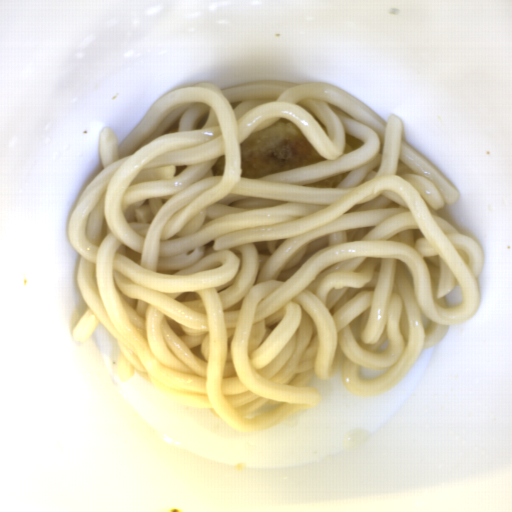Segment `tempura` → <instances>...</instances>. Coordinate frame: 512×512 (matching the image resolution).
<instances>
[{"mask_svg":"<svg viewBox=\"0 0 512 512\" xmlns=\"http://www.w3.org/2000/svg\"><path fill=\"white\" fill-rule=\"evenodd\" d=\"M239 147L240 178H261L328 160L286 119L254 131Z\"/></svg>","mask_w":512,"mask_h":512,"instance_id":"obj_1","label":"tempura"},{"mask_svg":"<svg viewBox=\"0 0 512 512\" xmlns=\"http://www.w3.org/2000/svg\"><path fill=\"white\" fill-rule=\"evenodd\" d=\"M352 171H345L335 174L321 180L307 184L304 187H317V188H335L337 187Z\"/></svg>","mask_w":512,"mask_h":512,"instance_id":"obj_2","label":"tempura"},{"mask_svg":"<svg viewBox=\"0 0 512 512\" xmlns=\"http://www.w3.org/2000/svg\"><path fill=\"white\" fill-rule=\"evenodd\" d=\"M226 157L225 155H220L214 164L211 167L212 175H222L225 167Z\"/></svg>","mask_w":512,"mask_h":512,"instance_id":"obj_3","label":"tempura"}]
</instances>
